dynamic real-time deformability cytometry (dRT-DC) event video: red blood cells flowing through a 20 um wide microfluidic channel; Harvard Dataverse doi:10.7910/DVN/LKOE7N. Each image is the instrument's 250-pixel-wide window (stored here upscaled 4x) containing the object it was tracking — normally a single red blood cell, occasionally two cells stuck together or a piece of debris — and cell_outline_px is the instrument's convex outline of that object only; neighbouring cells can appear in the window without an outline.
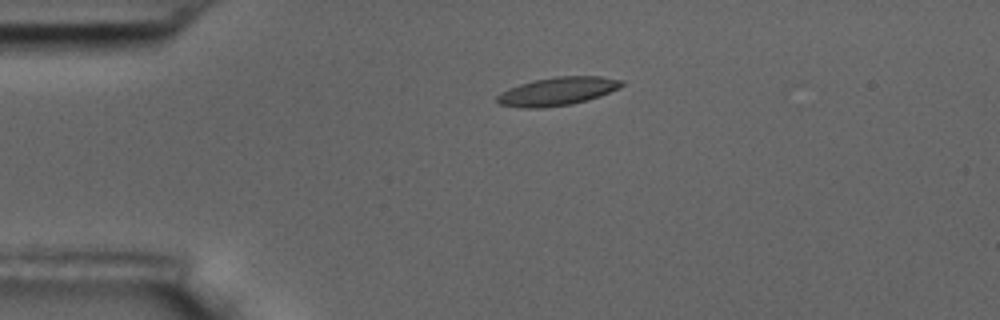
{"species": "common noctule bat (a hibernating species)", "species_latin": "Nyctalus noctula", "temperature_condition": "room temperature", "stored_images_in_passage": 2, "camera_frame_rate_fps": 3000, "um_per_image_px": 0.085, "animal": {"sex": "male", "body_mass_g": 17.5, "forearm_length_mm": 52.3}, "frame": {"image": 1, "passage_image": 1, "time_ms": 0.0, "image_size_px": [1000, 320], "cell_outline_px": [[624, 84], [620, 88], [600, 96], [588, 100], [572, 104], [544, 108], [520, 108], [496, 104], [496, 96], [500, 92], [508, 88], [520, 84], [536, 80], [556, 76], [600, 76], [624, 80]], "centroid_in_image_um": [47.37, 7.77], "position_along_channel_um": 37.6, "area_um2": 20.81}}